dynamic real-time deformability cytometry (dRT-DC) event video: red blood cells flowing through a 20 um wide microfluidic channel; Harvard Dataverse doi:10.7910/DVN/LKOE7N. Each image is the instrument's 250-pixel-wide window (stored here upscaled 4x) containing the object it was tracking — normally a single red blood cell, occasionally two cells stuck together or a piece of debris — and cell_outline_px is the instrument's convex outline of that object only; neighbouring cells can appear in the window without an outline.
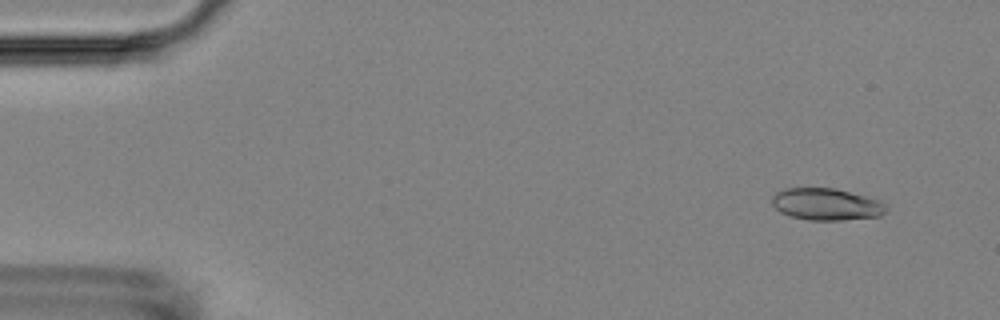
{"species": "Egyptian fruit bat (a non-hibernating species)", "species_latin": "Rousettus aegyptiacus", "temperature_condition": "room temperature", "stored_images_in_passage": 2, "camera_frame_rate_fps": 3000, "um_per_image_px": 0.085, "animal": {"sex": "female"}, "frame": {"image": 1, "passage_image": 2, "time_ms": 2.667, "image_size_px": [1000, 320], "cell_outline_px": [[888, 208], [880, 216], [844, 220], [808, 220], [792, 216], [780, 212], [772, 204], [772, 196], [776, 192], [784, 188], [836, 188], [880, 200], [888, 204]], "centroid_in_image_um": [70.26, 17.36], "position_along_channel_um": 14.7, "area_um2": 21.39}}